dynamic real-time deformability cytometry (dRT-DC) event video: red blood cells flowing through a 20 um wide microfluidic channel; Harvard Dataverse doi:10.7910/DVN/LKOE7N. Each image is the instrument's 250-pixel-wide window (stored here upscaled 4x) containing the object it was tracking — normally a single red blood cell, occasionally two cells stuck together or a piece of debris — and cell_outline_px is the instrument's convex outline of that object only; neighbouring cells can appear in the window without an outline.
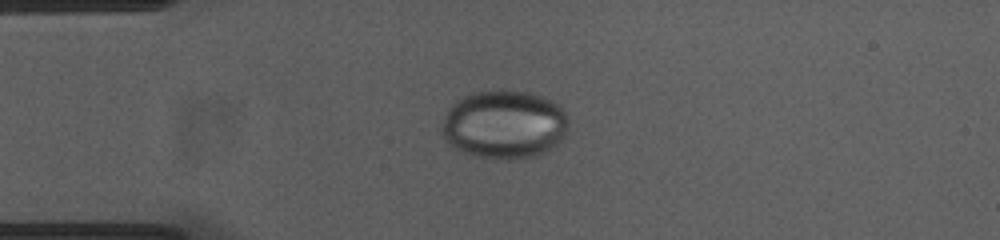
{"species": "common noctule bat (a hibernating species)", "species_latin": "Nyctalus noctula", "temperature_condition": "cold", "stored_images_in_passage": 42, "camera_frame_rate_fps": 3000, "um_per_image_px": 0.085, "animal": {"sex": "female", "body_mass_g": 23.0, "forearm_length_mm": 53.4}, "frame": {"image": 1, "passage_image": 1, "time_ms": 0.0, "image_size_px": [1000, 240], "cell_outline_px": [[568, 128], [560, 140], [556, 144], [544, 152], [532, 156], [512, 160], [504, 160], [476, 156], [464, 152], [456, 148], [444, 140], [440, 132], [440, 128], [444, 116], [452, 104], [456, 100], [472, 92], [504, 88], [528, 92], [540, 96], [556, 104], [568, 116]], "centroid_in_image_um": [42.81, 10.56], "position_along_channel_um": 42.2, "area_um2": 50.92}}
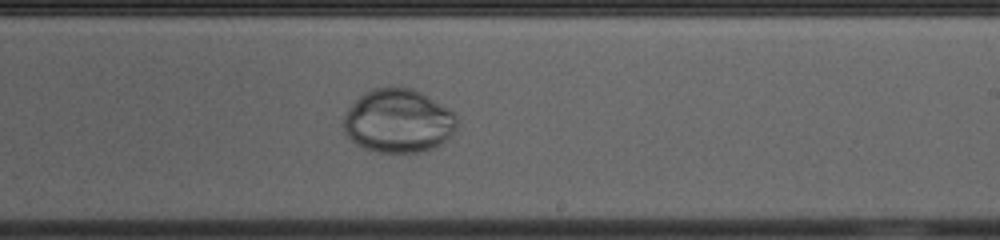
{"frame": {"image": 2, "passage_image": 20, "time_ms": 6.333, "image_size_px": [1000, 240], "cell_outline_px": [[456, 128], [452, 136], [440, 144], [432, 148], [416, 152], [380, 152], [364, 148], [356, 144], [344, 132], [344, 116], [348, 108], [364, 92], [372, 88], [412, 88], [428, 96], [448, 108], [456, 116]], "centroid_in_image_um": [33.85, 10.28], "position_along_channel_um": 255.1, "area_um2": 41.73}}
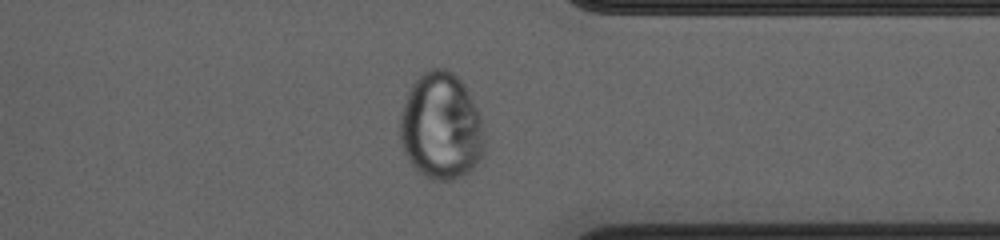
{"frame": {"image": 3, "passage_image": 30, "time_ms": 9.667, "image_size_px": [1000, 240], "cell_outline_px": [[484, 156], [468, 172], [460, 176], [448, 180], [432, 180], [420, 172], [408, 160], [404, 152], [400, 140], [400, 116], [408, 92], [412, 84], [424, 72], [432, 68], [448, 68], [464, 84], [476, 108], [484, 132]], "centroid_in_image_um": [37.49, 10.75], "position_along_channel_um": 373.9, "area_um2": 52.37}}